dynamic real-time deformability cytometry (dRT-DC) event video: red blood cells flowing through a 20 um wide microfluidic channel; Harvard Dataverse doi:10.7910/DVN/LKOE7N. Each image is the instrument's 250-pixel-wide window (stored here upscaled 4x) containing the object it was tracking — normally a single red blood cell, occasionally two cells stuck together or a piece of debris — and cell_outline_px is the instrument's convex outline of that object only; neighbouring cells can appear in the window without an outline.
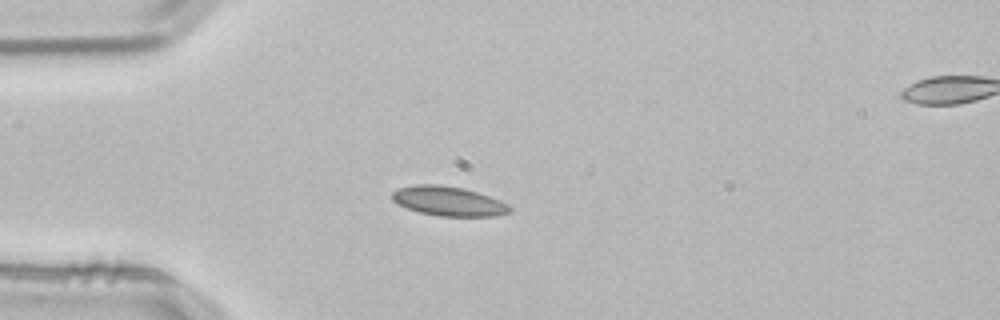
{"species": "common noctule bat (a hibernating species)", "species_latin": "Nyctalus noctula", "temperature_condition": "room temperature", "stored_images_in_passage": 3, "segment_of_instrument_passage": [1, 2], "camera_frame_rate_fps": 3000, "um_per_image_px": 0.085, "animal": {"sex": "male", "body_mass_g": 21.5, "forearm_length_mm": 52.0}, "frame": {"image": 1, "passage_image": 2, "time_ms": 0.333, "image_size_px": [1000, 320], "cell_outline_px": [[512, 212], [496, 216], [436, 216], [420, 212], [408, 208], [392, 200], [392, 192], [400, 188], [416, 184], [440, 184], [464, 188], [500, 200], [508, 204], [512, 208]], "centroid_in_image_um": [38.16, 17.1], "position_along_channel_um": 46.8, "area_um2": 20.17}}